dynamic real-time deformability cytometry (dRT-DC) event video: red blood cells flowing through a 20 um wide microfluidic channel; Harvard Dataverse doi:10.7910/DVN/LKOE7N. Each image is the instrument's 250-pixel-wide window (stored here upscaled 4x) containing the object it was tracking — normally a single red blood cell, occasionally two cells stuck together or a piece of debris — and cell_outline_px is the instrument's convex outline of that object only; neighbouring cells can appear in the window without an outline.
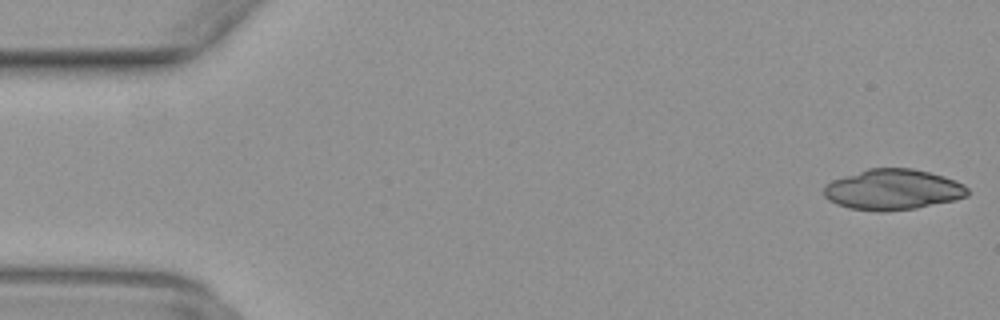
{"species": "common noctule bat (a hibernating species)", "species_latin": "Nyctalus noctula", "temperature_condition": "warm", "stored_images_in_passage": 12, "camera_frame_rate_fps": 3000, "um_per_image_px": 0.085, "animal": {"sex": "female", "body_mass_g": 29.2, "forearm_length_mm": 56.3}, "frame": {"image": 1, "passage_image": 1, "time_ms": 0.0, "image_size_px": [1000, 320], "cell_outline_px": [[968, 196], [956, 200], [916, 208], [884, 212], [876, 212], [848, 208], [836, 204], [828, 200], [824, 196], [824, 184], [832, 180], [868, 168], [912, 168], [944, 176], [956, 180], [964, 184], [968, 188]], "centroid_in_image_um": [75.89, 16.12], "position_along_channel_um": 9.1, "area_um2": 34.39}}